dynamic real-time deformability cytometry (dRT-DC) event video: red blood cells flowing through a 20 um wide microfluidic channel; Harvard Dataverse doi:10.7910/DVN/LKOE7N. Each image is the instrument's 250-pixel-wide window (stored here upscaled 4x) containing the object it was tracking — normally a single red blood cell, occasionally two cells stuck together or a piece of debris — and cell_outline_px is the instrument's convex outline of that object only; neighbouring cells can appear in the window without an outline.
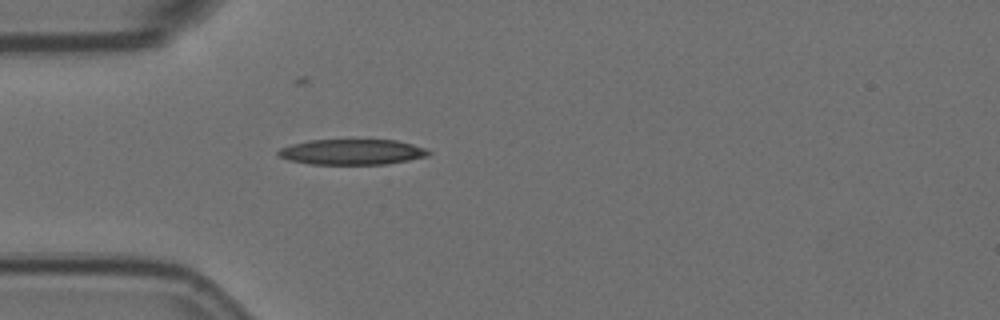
{"species": "Egyptian fruit bat (a non-hibernating species)", "species_latin": "Rousettus aegyptiacus", "temperature_condition": "room temperature", "stored_images_in_passage": 1, "camera_frame_rate_fps": 3000, "um_per_image_px": 0.085, "animal": {"sex": "female"}, "frame": {"image": 1, "passage_image": 1, "time_ms": 0.0, "image_size_px": [1000, 320], "cell_outline_px": [[432, 152], [428, 156], [408, 160], [384, 164], [308, 164], [288, 160], [276, 156], [276, 152], [280, 148], [292, 144], [308, 140], [396, 140], [412, 144], [424, 148]], "centroid_in_image_um": [29.87, 12.92], "position_along_channel_um": 55.1, "area_um2": 22.37}}